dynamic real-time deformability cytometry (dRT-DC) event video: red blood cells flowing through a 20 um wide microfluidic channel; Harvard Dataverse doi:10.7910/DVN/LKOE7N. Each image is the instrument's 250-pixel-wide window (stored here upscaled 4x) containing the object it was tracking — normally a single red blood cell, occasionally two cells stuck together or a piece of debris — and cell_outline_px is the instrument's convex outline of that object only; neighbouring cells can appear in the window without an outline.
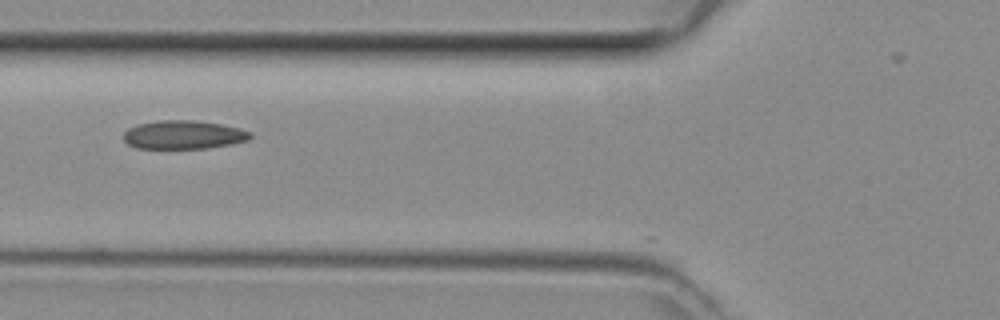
{"species": "common noctule bat (a hibernating species)", "species_latin": "Nyctalus noctula", "temperature_condition": "room temperature", "stored_images_in_passage": 6, "camera_frame_rate_fps": 3000, "um_per_image_px": 0.085, "animal": {"sex": "female", "body_mass_g": 29.2, "forearm_length_mm": 56.3}, "frame": {"image": 1, "passage_image": 3, "time_ms": 0.667, "image_size_px": [1000, 320], "cell_outline_px": [[252, 136], [248, 140], [232, 144], [208, 148], [136, 148], [128, 144], [124, 140], [124, 132], [128, 128], [136, 124], [160, 120], [192, 120], [220, 124], [240, 128], [252, 132]], "centroid_in_image_um": [15.6, 11.45], "position_along_channel_um": 110.2, "area_um2": 21.15}}